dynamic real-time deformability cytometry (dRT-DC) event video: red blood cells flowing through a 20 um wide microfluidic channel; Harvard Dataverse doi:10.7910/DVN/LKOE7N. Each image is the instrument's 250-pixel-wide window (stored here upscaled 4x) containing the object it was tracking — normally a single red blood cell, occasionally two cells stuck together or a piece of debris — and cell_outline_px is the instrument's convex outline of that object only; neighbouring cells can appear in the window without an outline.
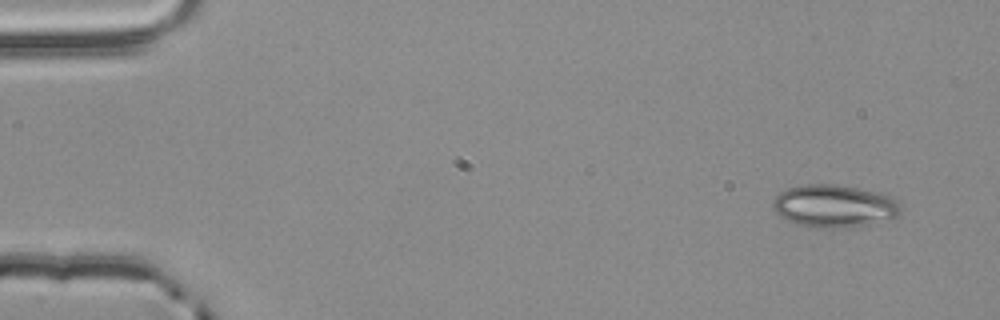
{"species": "common noctule bat (a hibernating species)", "species_latin": "Nyctalus noctula", "temperature_condition": "room temperature", "stored_images_in_passage": 4, "camera_frame_rate_fps": 3000, "um_per_image_px": 0.085, "animal": {"sex": "male", "body_mass_g": 20.4}, "frame": {"image": 1, "passage_image": 1, "time_ms": 0.0, "image_size_px": [1000, 320], "cell_outline_px": [[900, 216], [892, 220], [868, 224], [836, 228], [808, 228], [788, 220], [780, 216], [772, 208], [772, 204], [776, 196], [780, 192], [788, 188], [800, 184], [836, 184], [876, 192], [888, 196], [896, 200], [900, 204]], "centroid_in_image_um": [70.9, 17.52], "position_along_channel_um": 14.1, "area_um2": 31.91}}